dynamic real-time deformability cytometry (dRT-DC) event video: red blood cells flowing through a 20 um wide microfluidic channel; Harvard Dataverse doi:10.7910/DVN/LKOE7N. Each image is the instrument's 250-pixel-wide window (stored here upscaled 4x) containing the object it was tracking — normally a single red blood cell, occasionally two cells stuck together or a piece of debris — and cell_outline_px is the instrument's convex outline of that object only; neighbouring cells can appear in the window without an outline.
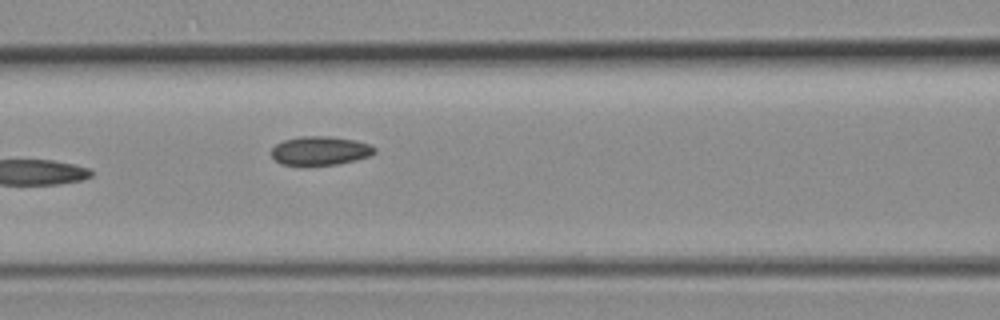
{"species": "common noctule bat (a hibernating species)", "species_latin": "Nyctalus noctula", "temperature_condition": "room temperature", "stored_images_in_passage": 6, "camera_frame_rate_fps": 3000, "um_per_image_px": 0.085, "animal": {"sex": "female", "body_mass_g": 19.3, "forearm_length_mm": 54.1}, "frame": {"image": 1, "passage_image": 6, "time_ms": 6.667, "image_size_px": [1000, 320], "cell_outline_px": [[376, 152], [368, 156], [356, 160], [336, 164], [280, 164], [272, 156], [272, 148], [276, 144], [284, 140], [300, 136], [332, 136], [356, 140], [368, 144], [376, 148]], "centroid_in_image_um": [27.23, 12.79], "position_along_channel_um": 139.4, "area_um2": 17.11}}